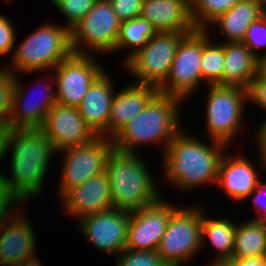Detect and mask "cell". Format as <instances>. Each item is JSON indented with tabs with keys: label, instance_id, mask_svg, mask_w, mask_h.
Segmentation results:
<instances>
[{
	"label": "cell",
	"instance_id": "cell-1",
	"mask_svg": "<svg viewBox=\"0 0 266 266\" xmlns=\"http://www.w3.org/2000/svg\"><path fill=\"white\" fill-rule=\"evenodd\" d=\"M182 132L181 129L164 151L163 171L167 181L182 191L208 183L216 185L219 163L227 145L212 139L208 144Z\"/></svg>",
	"mask_w": 266,
	"mask_h": 266
},
{
	"label": "cell",
	"instance_id": "cell-2",
	"mask_svg": "<svg viewBox=\"0 0 266 266\" xmlns=\"http://www.w3.org/2000/svg\"><path fill=\"white\" fill-rule=\"evenodd\" d=\"M10 148V176L2 171L3 180L24 202L42 195L49 163L57 153L52 142L40 128L11 129L7 152Z\"/></svg>",
	"mask_w": 266,
	"mask_h": 266
},
{
	"label": "cell",
	"instance_id": "cell-3",
	"mask_svg": "<svg viewBox=\"0 0 266 266\" xmlns=\"http://www.w3.org/2000/svg\"><path fill=\"white\" fill-rule=\"evenodd\" d=\"M181 102L177 97L157 93L113 139L114 148L121 152L138 153L137 149L142 145L164 143L166 150L174 136L183 129L179 109Z\"/></svg>",
	"mask_w": 266,
	"mask_h": 266
},
{
	"label": "cell",
	"instance_id": "cell-4",
	"mask_svg": "<svg viewBox=\"0 0 266 266\" xmlns=\"http://www.w3.org/2000/svg\"><path fill=\"white\" fill-rule=\"evenodd\" d=\"M138 153L121 152L113 148L105 173L113 208L132 212L157 202L162 195L152 173Z\"/></svg>",
	"mask_w": 266,
	"mask_h": 266
},
{
	"label": "cell",
	"instance_id": "cell-5",
	"mask_svg": "<svg viewBox=\"0 0 266 266\" xmlns=\"http://www.w3.org/2000/svg\"><path fill=\"white\" fill-rule=\"evenodd\" d=\"M17 45L11 55L12 68L5 66L15 75L53 71L73 53L70 30L62 24L44 23Z\"/></svg>",
	"mask_w": 266,
	"mask_h": 266
},
{
	"label": "cell",
	"instance_id": "cell-6",
	"mask_svg": "<svg viewBox=\"0 0 266 266\" xmlns=\"http://www.w3.org/2000/svg\"><path fill=\"white\" fill-rule=\"evenodd\" d=\"M208 95L206 98L205 121L208 136L227 147L241 129L247 90L237 86L207 85ZM240 128V129H239Z\"/></svg>",
	"mask_w": 266,
	"mask_h": 266
},
{
	"label": "cell",
	"instance_id": "cell-7",
	"mask_svg": "<svg viewBox=\"0 0 266 266\" xmlns=\"http://www.w3.org/2000/svg\"><path fill=\"white\" fill-rule=\"evenodd\" d=\"M203 210L199 206H179L171 214L156 250L168 266H183L201 251Z\"/></svg>",
	"mask_w": 266,
	"mask_h": 266
},
{
	"label": "cell",
	"instance_id": "cell-8",
	"mask_svg": "<svg viewBox=\"0 0 266 266\" xmlns=\"http://www.w3.org/2000/svg\"><path fill=\"white\" fill-rule=\"evenodd\" d=\"M188 33L156 32L123 66L134 83L159 87L167 78L181 39Z\"/></svg>",
	"mask_w": 266,
	"mask_h": 266
},
{
	"label": "cell",
	"instance_id": "cell-9",
	"mask_svg": "<svg viewBox=\"0 0 266 266\" xmlns=\"http://www.w3.org/2000/svg\"><path fill=\"white\" fill-rule=\"evenodd\" d=\"M121 21L109 0H97L94 7L70 31L73 53L114 52ZM90 51V52H89Z\"/></svg>",
	"mask_w": 266,
	"mask_h": 266
},
{
	"label": "cell",
	"instance_id": "cell-10",
	"mask_svg": "<svg viewBox=\"0 0 266 266\" xmlns=\"http://www.w3.org/2000/svg\"><path fill=\"white\" fill-rule=\"evenodd\" d=\"M202 54L203 29H195L181 39L169 74L158 87V93L177 97L182 101L195 94L197 87L203 83L200 66Z\"/></svg>",
	"mask_w": 266,
	"mask_h": 266
},
{
	"label": "cell",
	"instance_id": "cell-11",
	"mask_svg": "<svg viewBox=\"0 0 266 266\" xmlns=\"http://www.w3.org/2000/svg\"><path fill=\"white\" fill-rule=\"evenodd\" d=\"M113 139L97 136L91 142L61 150L62 169L58 185L60 199L71 189L105 172Z\"/></svg>",
	"mask_w": 266,
	"mask_h": 266
},
{
	"label": "cell",
	"instance_id": "cell-12",
	"mask_svg": "<svg viewBox=\"0 0 266 266\" xmlns=\"http://www.w3.org/2000/svg\"><path fill=\"white\" fill-rule=\"evenodd\" d=\"M53 71L56 101L60 105L77 107L89 86L105 70L94 55L72 53Z\"/></svg>",
	"mask_w": 266,
	"mask_h": 266
},
{
	"label": "cell",
	"instance_id": "cell-13",
	"mask_svg": "<svg viewBox=\"0 0 266 266\" xmlns=\"http://www.w3.org/2000/svg\"><path fill=\"white\" fill-rule=\"evenodd\" d=\"M130 212L109 209L78 220L80 232L102 252L118 256L126 249ZM117 254V255H116Z\"/></svg>",
	"mask_w": 266,
	"mask_h": 266
},
{
	"label": "cell",
	"instance_id": "cell-14",
	"mask_svg": "<svg viewBox=\"0 0 266 266\" xmlns=\"http://www.w3.org/2000/svg\"><path fill=\"white\" fill-rule=\"evenodd\" d=\"M161 197L157 202L130 212L126 249L156 251L171 214L178 208Z\"/></svg>",
	"mask_w": 266,
	"mask_h": 266
},
{
	"label": "cell",
	"instance_id": "cell-15",
	"mask_svg": "<svg viewBox=\"0 0 266 266\" xmlns=\"http://www.w3.org/2000/svg\"><path fill=\"white\" fill-rule=\"evenodd\" d=\"M40 129L52 142L56 152L84 145L97 137L84 122L77 107L58 103L48 111Z\"/></svg>",
	"mask_w": 266,
	"mask_h": 266
},
{
	"label": "cell",
	"instance_id": "cell-16",
	"mask_svg": "<svg viewBox=\"0 0 266 266\" xmlns=\"http://www.w3.org/2000/svg\"><path fill=\"white\" fill-rule=\"evenodd\" d=\"M17 76L19 75H16L12 113L8 125L11 129L41 128L48 111L57 103L56 89L52 87L54 84L51 85L53 78H49L47 74V78L39 81L44 90L39 92V99L33 100L30 94L27 96L25 86H22L23 83Z\"/></svg>",
	"mask_w": 266,
	"mask_h": 266
},
{
	"label": "cell",
	"instance_id": "cell-17",
	"mask_svg": "<svg viewBox=\"0 0 266 266\" xmlns=\"http://www.w3.org/2000/svg\"><path fill=\"white\" fill-rule=\"evenodd\" d=\"M226 152L219 163L216 185L221 187L233 201L243 202L249 198L259 184L261 172L258 171L260 168H256L250 158L237 154L231 156Z\"/></svg>",
	"mask_w": 266,
	"mask_h": 266
},
{
	"label": "cell",
	"instance_id": "cell-18",
	"mask_svg": "<svg viewBox=\"0 0 266 266\" xmlns=\"http://www.w3.org/2000/svg\"><path fill=\"white\" fill-rule=\"evenodd\" d=\"M61 199L66 215L76 217L77 220L113 208L110 185L105 172L69 190Z\"/></svg>",
	"mask_w": 266,
	"mask_h": 266
},
{
	"label": "cell",
	"instance_id": "cell-19",
	"mask_svg": "<svg viewBox=\"0 0 266 266\" xmlns=\"http://www.w3.org/2000/svg\"><path fill=\"white\" fill-rule=\"evenodd\" d=\"M109 76L104 70L89 86L83 100L77 106L84 122L97 136L105 138H107L111 104L116 93Z\"/></svg>",
	"mask_w": 266,
	"mask_h": 266
},
{
	"label": "cell",
	"instance_id": "cell-20",
	"mask_svg": "<svg viewBox=\"0 0 266 266\" xmlns=\"http://www.w3.org/2000/svg\"><path fill=\"white\" fill-rule=\"evenodd\" d=\"M157 93L158 88L153 85L134 82L116 91L107 123V138L114 139Z\"/></svg>",
	"mask_w": 266,
	"mask_h": 266
},
{
	"label": "cell",
	"instance_id": "cell-21",
	"mask_svg": "<svg viewBox=\"0 0 266 266\" xmlns=\"http://www.w3.org/2000/svg\"><path fill=\"white\" fill-rule=\"evenodd\" d=\"M140 17L146 19L156 32L191 33L190 0H143Z\"/></svg>",
	"mask_w": 266,
	"mask_h": 266
},
{
	"label": "cell",
	"instance_id": "cell-22",
	"mask_svg": "<svg viewBox=\"0 0 266 266\" xmlns=\"http://www.w3.org/2000/svg\"><path fill=\"white\" fill-rule=\"evenodd\" d=\"M24 212L0 226V266L21 263L37 249L31 219Z\"/></svg>",
	"mask_w": 266,
	"mask_h": 266
},
{
	"label": "cell",
	"instance_id": "cell-23",
	"mask_svg": "<svg viewBox=\"0 0 266 266\" xmlns=\"http://www.w3.org/2000/svg\"><path fill=\"white\" fill-rule=\"evenodd\" d=\"M223 49L222 85L247 89L259 73L260 60L243 42H223Z\"/></svg>",
	"mask_w": 266,
	"mask_h": 266
},
{
	"label": "cell",
	"instance_id": "cell-24",
	"mask_svg": "<svg viewBox=\"0 0 266 266\" xmlns=\"http://www.w3.org/2000/svg\"><path fill=\"white\" fill-rule=\"evenodd\" d=\"M265 13L266 10L257 0H241L214 20L210 26H218V30L227 40L224 42H242L250 24Z\"/></svg>",
	"mask_w": 266,
	"mask_h": 266
},
{
	"label": "cell",
	"instance_id": "cell-25",
	"mask_svg": "<svg viewBox=\"0 0 266 266\" xmlns=\"http://www.w3.org/2000/svg\"><path fill=\"white\" fill-rule=\"evenodd\" d=\"M265 253L266 225L254 219L242 224L239 222L235 231L231 259L265 257Z\"/></svg>",
	"mask_w": 266,
	"mask_h": 266
},
{
	"label": "cell",
	"instance_id": "cell-26",
	"mask_svg": "<svg viewBox=\"0 0 266 266\" xmlns=\"http://www.w3.org/2000/svg\"><path fill=\"white\" fill-rule=\"evenodd\" d=\"M206 217L207 216H205L203 211L201 225V249L205 247L204 244L205 241H207L205 238H208V241L211 243L210 245H213L218 253V255L213 258V261L231 259L237 223L226 218H218L214 220Z\"/></svg>",
	"mask_w": 266,
	"mask_h": 266
},
{
	"label": "cell",
	"instance_id": "cell-27",
	"mask_svg": "<svg viewBox=\"0 0 266 266\" xmlns=\"http://www.w3.org/2000/svg\"><path fill=\"white\" fill-rule=\"evenodd\" d=\"M156 33L152 25L141 17L121 22L118 41L115 52L120 50H131L123 61V64L143 48L147 41ZM134 48V49H133Z\"/></svg>",
	"mask_w": 266,
	"mask_h": 266
},
{
	"label": "cell",
	"instance_id": "cell-28",
	"mask_svg": "<svg viewBox=\"0 0 266 266\" xmlns=\"http://www.w3.org/2000/svg\"><path fill=\"white\" fill-rule=\"evenodd\" d=\"M208 30L203 29V54L201 59L202 81L207 85H222L224 69L223 43L215 44ZM212 39V40H211Z\"/></svg>",
	"mask_w": 266,
	"mask_h": 266
},
{
	"label": "cell",
	"instance_id": "cell-29",
	"mask_svg": "<svg viewBox=\"0 0 266 266\" xmlns=\"http://www.w3.org/2000/svg\"><path fill=\"white\" fill-rule=\"evenodd\" d=\"M241 0H190L191 20L195 29H211L210 24Z\"/></svg>",
	"mask_w": 266,
	"mask_h": 266
},
{
	"label": "cell",
	"instance_id": "cell-30",
	"mask_svg": "<svg viewBox=\"0 0 266 266\" xmlns=\"http://www.w3.org/2000/svg\"><path fill=\"white\" fill-rule=\"evenodd\" d=\"M97 0H50L67 19L66 27L71 31L74 26L94 7Z\"/></svg>",
	"mask_w": 266,
	"mask_h": 266
},
{
	"label": "cell",
	"instance_id": "cell-31",
	"mask_svg": "<svg viewBox=\"0 0 266 266\" xmlns=\"http://www.w3.org/2000/svg\"><path fill=\"white\" fill-rule=\"evenodd\" d=\"M116 259V266H168L153 250L124 249Z\"/></svg>",
	"mask_w": 266,
	"mask_h": 266
},
{
	"label": "cell",
	"instance_id": "cell-32",
	"mask_svg": "<svg viewBox=\"0 0 266 266\" xmlns=\"http://www.w3.org/2000/svg\"><path fill=\"white\" fill-rule=\"evenodd\" d=\"M22 204H25V202L0 176V226L2 223L15 219L21 212H23L24 210L20 209L23 208Z\"/></svg>",
	"mask_w": 266,
	"mask_h": 266
},
{
	"label": "cell",
	"instance_id": "cell-33",
	"mask_svg": "<svg viewBox=\"0 0 266 266\" xmlns=\"http://www.w3.org/2000/svg\"><path fill=\"white\" fill-rule=\"evenodd\" d=\"M16 75L6 68L0 71V123H9L12 113Z\"/></svg>",
	"mask_w": 266,
	"mask_h": 266
},
{
	"label": "cell",
	"instance_id": "cell-34",
	"mask_svg": "<svg viewBox=\"0 0 266 266\" xmlns=\"http://www.w3.org/2000/svg\"><path fill=\"white\" fill-rule=\"evenodd\" d=\"M242 42L259 60L266 57L265 51L257 52L258 48H266V13L250 24Z\"/></svg>",
	"mask_w": 266,
	"mask_h": 266
},
{
	"label": "cell",
	"instance_id": "cell-35",
	"mask_svg": "<svg viewBox=\"0 0 266 266\" xmlns=\"http://www.w3.org/2000/svg\"><path fill=\"white\" fill-rule=\"evenodd\" d=\"M15 30L12 21L0 14V56H7L10 52L13 55L17 37Z\"/></svg>",
	"mask_w": 266,
	"mask_h": 266
},
{
	"label": "cell",
	"instance_id": "cell-36",
	"mask_svg": "<svg viewBox=\"0 0 266 266\" xmlns=\"http://www.w3.org/2000/svg\"><path fill=\"white\" fill-rule=\"evenodd\" d=\"M121 22L140 17L143 0H109Z\"/></svg>",
	"mask_w": 266,
	"mask_h": 266
},
{
	"label": "cell",
	"instance_id": "cell-37",
	"mask_svg": "<svg viewBox=\"0 0 266 266\" xmlns=\"http://www.w3.org/2000/svg\"><path fill=\"white\" fill-rule=\"evenodd\" d=\"M247 101L266 112V78L258 73L247 87Z\"/></svg>",
	"mask_w": 266,
	"mask_h": 266
},
{
	"label": "cell",
	"instance_id": "cell-38",
	"mask_svg": "<svg viewBox=\"0 0 266 266\" xmlns=\"http://www.w3.org/2000/svg\"><path fill=\"white\" fill-rule=\"evenodd\" d=\"M260 181L256 189L250 194L248 199H252V204L255 207V218L257 220L266 210V183ZM251 197V198H250Z\"/></svg>",
	"mask_w": 266,
	"mask_h": 266
},
{
	"label": "cell",
	"instance_id": "cell-39",
	"mask_svg": "<svg viewBox=\"0 0 266 266\" xmlns=\"http://www.w3.org/2000/svg\"><path fill=\"white\" fill-rule=\"evenodd\" d=\"M262 122L258 130H256L257 132L254 138H256L255 140L257 141V148L259 150L258 153L260 152L258 160L259 162L263 163H260V165H264L261 168L264 167L266 169V117Z\"/></svg>",
	"mask_w": 266,
	"mask_h": 266
},
{
	"label": "cell",
	"instance_id": "cell-40",
	"mask_svg": "<svg viewBox=\"0 0 266 266\" xmlns=\"http://www.w3.org/2000/svg\"><path fill=\"white\" fill-rule=\"evenodd\" d=\"M11 134V128L8 123H0V162L4 160L5 155H7L8 141ZM3 159V160H2ZM1 173L0 170V176Z\"/></svg>",
	"mask_w": 266,
	"mask_h": 266
},
{
	"label": "cell",
	"instance_id": "cell-41",
	"mask_svg": "<svg viewBox=\"0 0 266 266\" xmlns=\"http://www.w3.org/2000/svg\"><path fill=\"white\" fill-rule=\"evenodd\" d=\"M234 261L236 266H264L265 257H249L241 259H231Z\"/></svg>",
	"mask_w": 266,
	"mask_h": 266
},
{
	"label": "cell",
	"instance_id": "cell-42",
	"mask_svg": "<svg viewBox=\"0 0 266 266\" xmlns=\"http://www.w3.org/2000/svg\"><path fill=\"white\" fill-rule=\"evenodd\" d=\"M3 266H42L35 253L26 257L21 263H9Z\"/></svg>",
	"mask_w": 266,
	"mask_h": 266
},
{
	"label": "cell",
	"instance_id": "cell-43",
	"mask_svg": "<svg viewBox=\"0 0 266 266\" xmlns=\"http://www.w3.org/2000/svg\"><path fill=\"white\" fill-rule=\"evenodd\" d=\"M210 266H236L233 260L224 259V260H215L211 262Z\"/></svg>",
	"mask_w": 266,
	"mask_h": 266
},
{
	"label": "cell",
	"instance_id": "cell-44",
	"mask_svg": "<svg viewBox=\"0 0 266 266\" xmlns=\"http://www.w3.org/2000/svg\"><path fill=\"white\" fill-rule=\"evenodd\" d=\"M259 73L266 78V57L260 60Z\"/></svg>",
	"mask_w": 266,
	"mask_h": 266
},
{
	"label": "cell",
	"instance_id": "cell-45",
	"mask_svg": "<svg viewBox=\"0 0 266 266\" xmlns=\"http://www.w3.org/2000/svg\"><path fill=\"white\" fill-rule=\"evenodd\" d=\"M257 221L263 223L264 225H266V210L265 212L257 219Z\"/></svg>",
	"mask_w": 266,
	"mask_h": 266
},
{
	"label": "cell",
	"instance_id": "cell-46",
	"mask_svg": "<svg viewBox=\"0 0 266 266\" xmlns=\"http://www.w3.org/2000/svg\"><path fill=\"white\" fill-rule=\"evenodd\" d=\"M257 2L266 10V0H257Z\"/></svg>",
	"mask_w": 266,
	"mask_h": 266
}]
</instances>
